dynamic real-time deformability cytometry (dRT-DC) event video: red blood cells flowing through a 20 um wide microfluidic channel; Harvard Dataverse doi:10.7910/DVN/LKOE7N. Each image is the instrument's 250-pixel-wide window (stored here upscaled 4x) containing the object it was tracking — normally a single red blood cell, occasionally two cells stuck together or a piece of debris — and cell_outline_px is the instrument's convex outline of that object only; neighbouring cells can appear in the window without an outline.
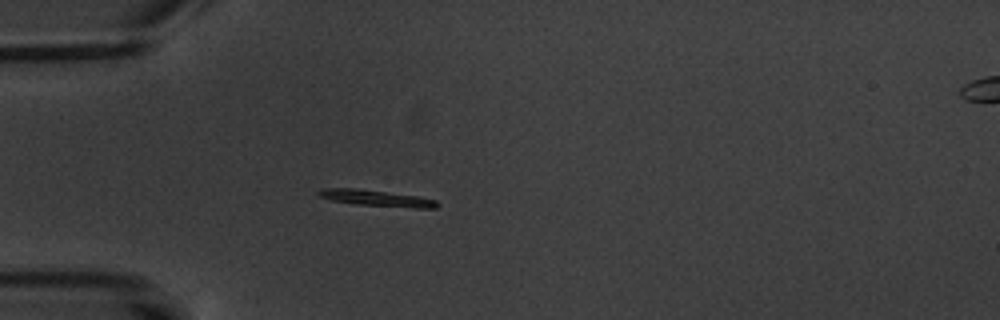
{"species": "common noctule bat (a hibernating species)", "species_latin": "Nyctalus noctula", "temperature_condition": "warm", "stored_images_in_passage": 2, "camera_frame_rate_fps": 3000, "um_per_image_px": 0.085, "animal": {"sex": "male", "body_mass_g": 20.1, "forearm_length_mm": 53.5}, "frame": {"image": 1, "passage_image": 1, "time_ms": 0.0, "image_size_px": [1000, 320], "cell_outline_px": [[440, 204], [436, 208], [412, 208], [360, 204], [332, 200], [320, 196], [316, 192], [320, 188], [352, 188], [420, 196], [436, 200]], "centroid_in_image_um": [32.05, 16.84], "position_along_channel_um": 52.9, "area_um2": 11.04}}